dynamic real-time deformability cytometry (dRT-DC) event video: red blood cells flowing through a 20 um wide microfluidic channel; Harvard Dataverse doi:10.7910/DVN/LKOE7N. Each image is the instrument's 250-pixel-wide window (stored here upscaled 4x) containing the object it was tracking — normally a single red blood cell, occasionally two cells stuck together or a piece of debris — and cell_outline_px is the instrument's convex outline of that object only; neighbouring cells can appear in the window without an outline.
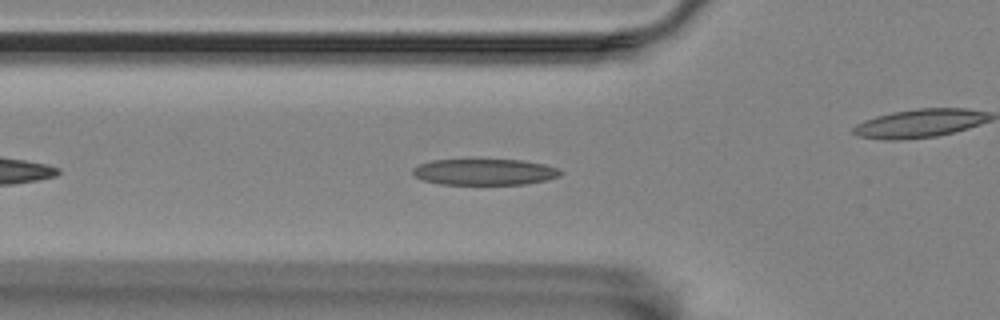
{"species": "Egyptian fruit bat (a non-hibernating species)", "species_latin": "Rousettus aegyptiacus", "temperature_condition": "room temperature", "stored_images_in_passage": 40, "camera_frame_rate_fps": 3000, "um_per_image_px": 0.085, "animal": {"sex": "female"}, "frame": {"image": 1, "passage_image": 8, "time_ms": 2.333, "image_size_px": [1000, 320], "cell_outline_px": [[564, 172], [560, 176], [548, 180], [524, 184], [440, 184], [424, 180], [416, 176], [412, 172], [412, 168], [420, 164], [432, 160], [520, 160], [544, 164], [556, 168]], "centroid_in_image_um": [41.21, 14.62], "position_along_channel_um": 84.6, "area_um2": 22.37}}
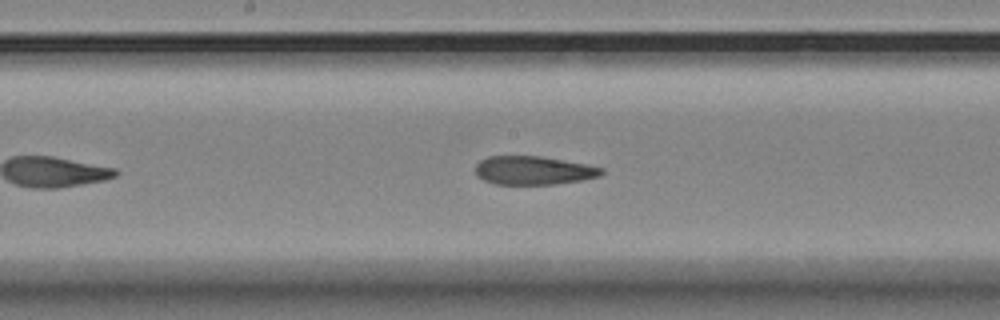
{"frame": {"image": 2, "passage_image": 18, "time_ms": 5.667, "image_size_px": [1000, 320], "cell_outline_px": [[604, 172], [600, 176], [580, 180], [556, 184], [496, 184], [484, 180], [476, 176], [476, 164], [480, 160], [488, 156], [540, 156], [588, 164], [604, 168]], "centroid_in_image_um": [45.35, 14.48], "position_along_channel_um": 202.8, "area_um2": 21.04}}
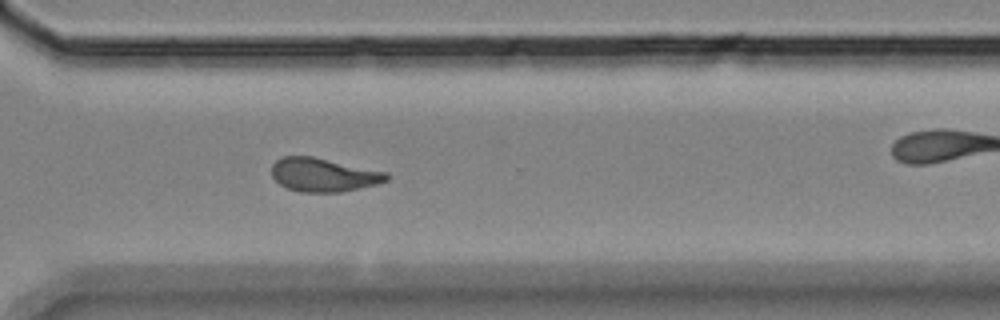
{"frame": {"image": 3, "passage_image": 30, "time_ms": 9.667, "image_size_px": [1000, 320], "cell_outline_px": [[388, 180], [376, 184], [340, 192], [300, 192], [288, 188], [280, 184], [272, 176], [272, 164], [276, 160], [284, 156], [312, 156], [388, 172]], "centroid_in_image_um": [27.49, 14.85], "position_along_channel_um": 343.1, "area_um2": 22.37}, "authors_computed_cell_mechanics": {"area_um2": 22.3397, "velocity_mm_per_s": 3.5133, "shape_relaxation_time_tau1_ms": null, "shape_relaxation_time_tau2_ms": 3.256, "deformation_change_tau1": null, "deformation_change_tau2": 0.1164}}